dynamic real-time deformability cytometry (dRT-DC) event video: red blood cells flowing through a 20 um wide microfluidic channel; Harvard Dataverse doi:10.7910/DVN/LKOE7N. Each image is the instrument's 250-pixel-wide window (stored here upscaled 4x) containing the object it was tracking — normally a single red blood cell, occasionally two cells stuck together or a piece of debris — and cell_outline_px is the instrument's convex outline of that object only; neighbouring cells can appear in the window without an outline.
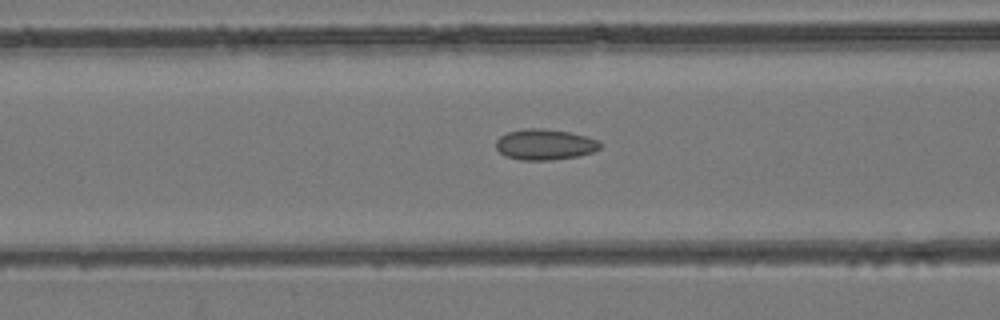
{"species": "common noctule bat (a hibernating species)", "species_latin": "Nyctalus noctula", "temperature_condition": "room temperature", "stored_images_in_passage": 50, "camera_frame_rate_fps": 3000, "um_per_image_px": 0.085, "animal": {"sex": "female", "body_mass_g": 24.6, "forearm_length_mm": 56.2}, "frame": {"image": 1, "passage_image": 20, "time_ms": 6.333, "image_size_px": [1000, 320], "cell_outline_px": [[600, 148], [592, 152], [576, 156], [552, 160], [520, 160], [504, 156], [496, 148], [496, 140], [500, 136], [508, 132], [524, 128], [540, 128], [568, 132], [584, 136], [596, 140], [600, 144]], "centroid_in_image_um": [46.25, 12.29], "position_along_channel_um": 120.4, "area_um2": 18.5}}
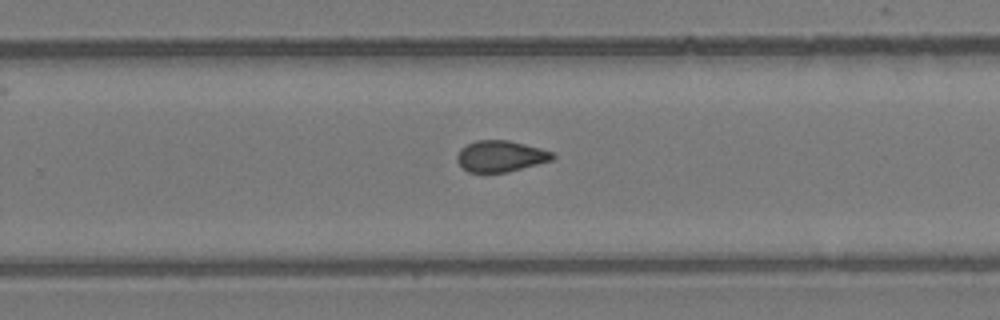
{"frame": {"image": 2, "passage_image": 32, "time_ms": 10.333, "image_size_px": [1000, 320], "cell_outline_px": [[556, 156], [552, 160], [508, 172], [468, 172], [456, 160], [456, 156], [460, 148], [476, 140], [508, 140], [540, 148], [552, 152]], "centroid_in_image_um": [42.54, 13.27], "position_along_channel_um": 287.3, "area_um2": 17.28}}
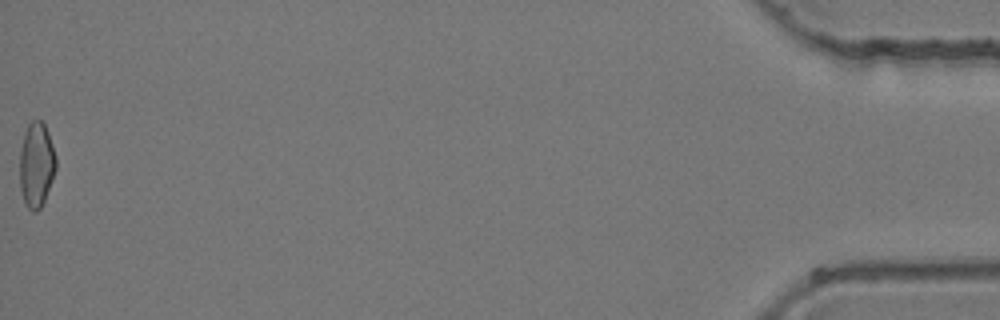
{"frame": {"image": 3, "passage_image": 50, "time_ms": 16.333, "image_size_px": [1000, 320], "cell_outline_px": [[56, 168], [44, 200], [40, 208], [36, 212], [32, 212], [28, 208], [24, 200], [20, 188], [20, 148], [24, 132], [28, 124], [32, 120], [40, 120], [44, 124], [48, 132], [56, 156]], "centroid_in_image_um": [3.08, 13.98], "position_along_channel_um": 432.1, "area_um2": 17.86}}